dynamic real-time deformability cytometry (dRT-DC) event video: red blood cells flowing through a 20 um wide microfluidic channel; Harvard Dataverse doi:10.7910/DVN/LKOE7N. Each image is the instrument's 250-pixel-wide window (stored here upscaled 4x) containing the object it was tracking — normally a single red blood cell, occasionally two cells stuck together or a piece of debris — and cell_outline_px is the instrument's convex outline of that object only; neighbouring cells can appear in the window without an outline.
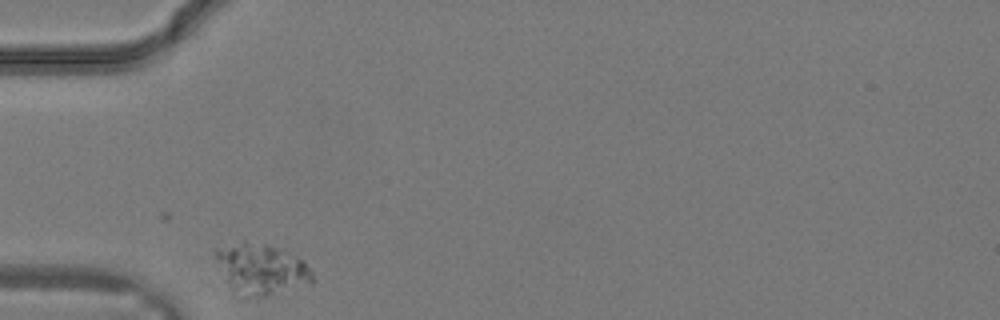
{"species": "common noctule bat (a hibernating species)", "species_latin": "Nyctalus noctula", "temperature_condition": "warm", "stored_images_in_passage": 19, "camera_frame_rate_fps": 3000, "um_per_image_px": 0.085, "animal": {"sex": "male", "body_mass_g": 19.2, "forearm_length_mm": 51.8}, "frame": {"image": 1, "passage_image": 1, "time_ms": 0.0, "image_size_px": [1000, 320], "cell_outline_px": [[316, 280], [312, 284], [264, 296], [260, 296], [232, 288], [224, 280], [216, 260], [216, 248], [244, 240], [280, 248], [304, 260], [312, 272]], "centroid_in_image_um": [22.26, 22.82], "position_along_channel_um": 62.7, "area_um2": 28.15}}
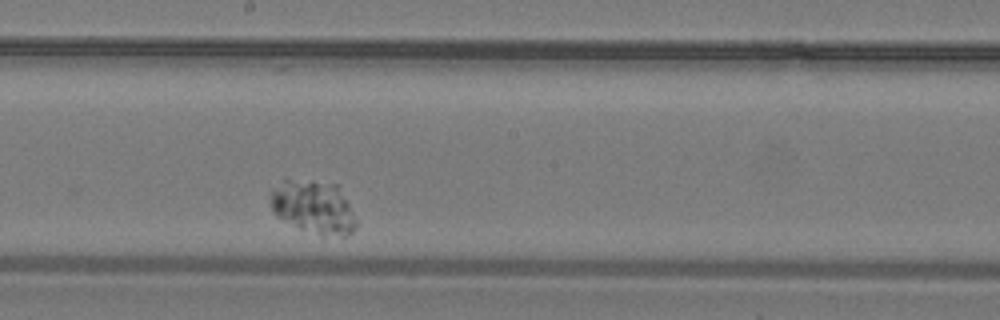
{"frame": {"image": 2, "passage_image": 10, "time_ms": 3.0, "image_size_px": [1000, 320], "cell_outline_px": [[356, 228], [348, 236], [320, 236], [300, 228], [276, 216], [272, 212], [272, 192], [284, 180], [312, 180], [340, 184], [356, 220]], "centroid_in_image_um": [26.72, 17.61], "position_along_channel_um": 221.5, "area_um2": 26.65}}
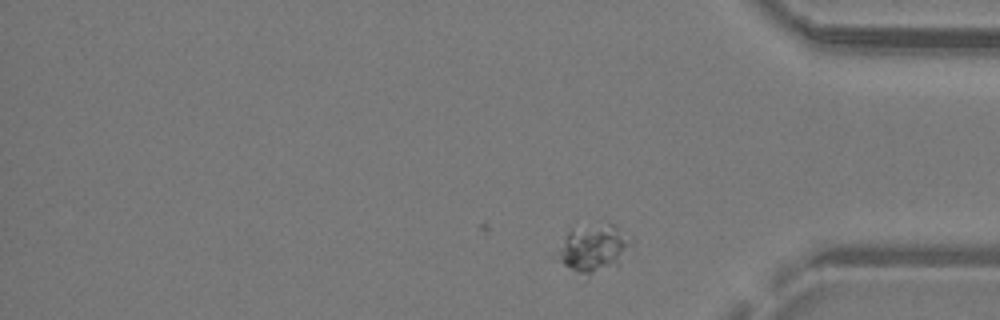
{"frame": {"image": 3, "passage_image": 19, "time_ms": 6.0, "image_size_px": [1000, 320], "cell_outline_px": [[636, 240], [620, 264], [588, 276], [576, 272], [564, 264], [560, 260], [560, 252], [564, 236], [568, 232], [608, 224], [612, 224], [632, 236]], "centroid_in_image_um": [50.6, 21.14], "position_along_channel_um": 384.6, "area_um2": 19.83}}